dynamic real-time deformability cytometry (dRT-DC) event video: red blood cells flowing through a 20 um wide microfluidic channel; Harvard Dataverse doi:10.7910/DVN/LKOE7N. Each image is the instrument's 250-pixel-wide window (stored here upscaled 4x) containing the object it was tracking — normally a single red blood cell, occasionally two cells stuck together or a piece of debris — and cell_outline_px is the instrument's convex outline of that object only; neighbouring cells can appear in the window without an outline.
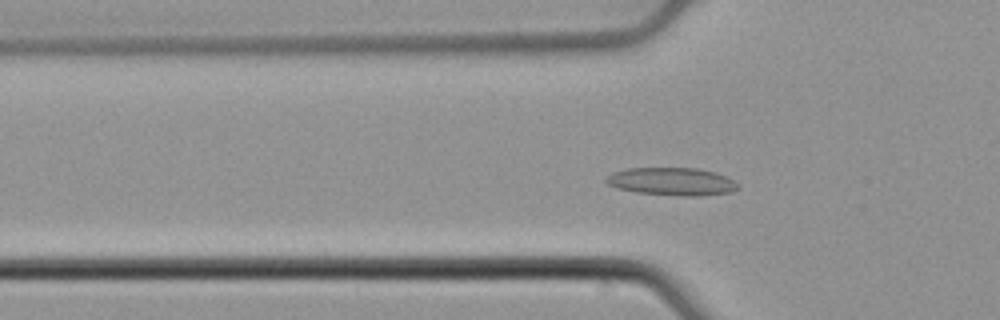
{"species": "common noctule bat (a hibernating species)", "species_latin": "Nyctalus noctula", "temperature_condition": "cold", "stored_images_in_passage": 50, "camera_frame_rate_fps": 3000, "um_per_image_px": 0.085, "animal": {"sex": "male", "body_mass_g": 21.5, "forearm_length_mm": 52.0}, "frame": {"image": 1, "passage_image": 13, "time_ms": 4.0, "image_size_px": [1000, 320], "cell_outline_px": [[740, 188], [732, 192], [700, 196], [676, 196], [636, 192], [616, 188], [608, 184], [604, 180], [612, 172], [628, 168], [696, 168], [716, 172], [740, 184]], "centroid_in_image_um": [57.12, 15.44], "position_along_channel_um": 68.7, "area_um2": 21.56}}
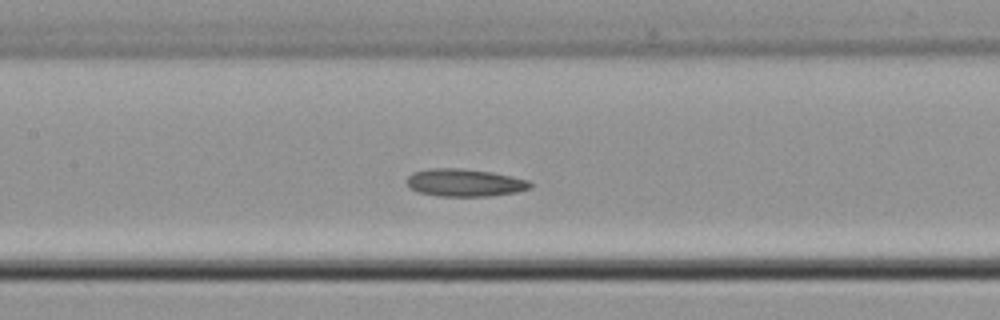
{"frame": {"image": 2, "passage_image": 21, "time_ms": 6.667, "image_size_px": [1000, 320], "cell_outline_px": [[532, 188], [516, 192], [492, 196], [436, 196], [416, 192], [408, 184], [408, 176], [412, 172], [432, 168], [460, 168], [492, 172], [512, 176], [528, 180], [532, 184]], "centroid_in_image_um": [39.52, 15.53], "position_along_channel_um": 167.9, "area_um2": 19.94}}
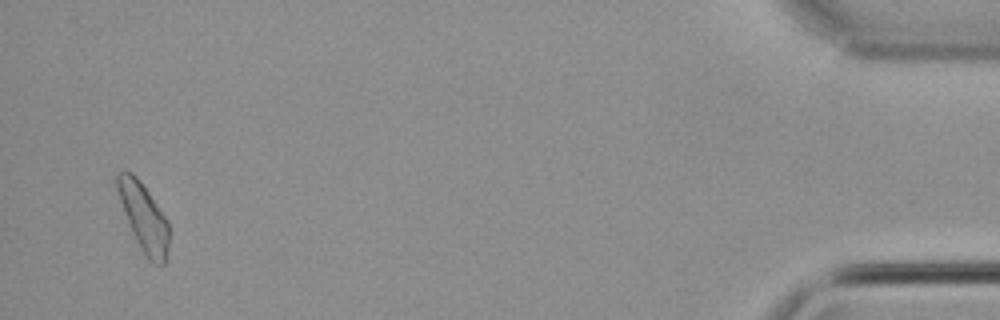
{"frame": {"image": 3, "passage_image": 48, "time_ms": 15.667, "image_size_px": [1000, 320], "cell_outline_px": [[168, 260], [164, 264], [152, 264], [144, 256], [132, 232], [124, 212], [112, 176], [116, 172], [132, 172], [140, 180], [168, 220]], "centroid_in_image_um": [12.2, 18.47], "position_along_channel_um": 423.0, "area_um2": 20.75}, "authors_computed_cell_mechanics": {"area_um2": 19.8543, "velocity_mm_per_s": 3.7781, "shape_relaxation_time_tau1_ms": 2.9843, "shape_relaxation_time_tau2_ms": 3.698, "deformation_change_tau1": 0.0517, "deformation_change_tau2": 0.1012}}